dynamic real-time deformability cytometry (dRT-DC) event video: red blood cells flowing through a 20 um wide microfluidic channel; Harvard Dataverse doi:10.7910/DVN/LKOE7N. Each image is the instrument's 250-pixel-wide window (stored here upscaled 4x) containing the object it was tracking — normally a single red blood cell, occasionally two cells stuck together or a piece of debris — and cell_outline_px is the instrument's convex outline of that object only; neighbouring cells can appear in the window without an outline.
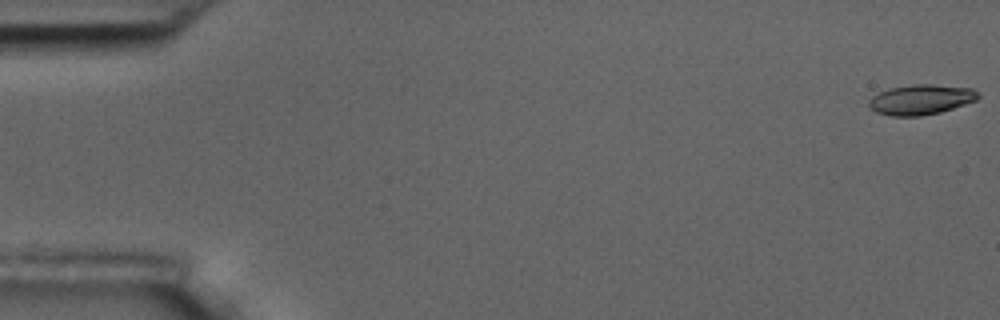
{"species": "common noctule bat (a hibernating species)", "species_latin": "Nyctalus noctula", "temperature_condition": "room temperature", "stored_images_in_passage": 6, "camera_frame_rate_fps": 3000, "um_per_image_px": 0.085, "animal": {"sex": "male", "body_mass_g": 17.5, "forearm_length_mm": 52.3}, "frame": {"image": 1, "passage_image": 1, "time_ms": 0.0, "image_size_px": [1000, 320], "cell_outline_px": [[980, 96], [976, 100], [940, 112], [920, 116], [888, 116], [876, 112], [868, 104], [868, 100], [872, 96], [888, 88], [916, 84], [932, 84], [972, 88]], "centroid_in_image_um": [78.24, 8.46], "position_along_channel_um": 6.8, "area_um2": 19.07}}
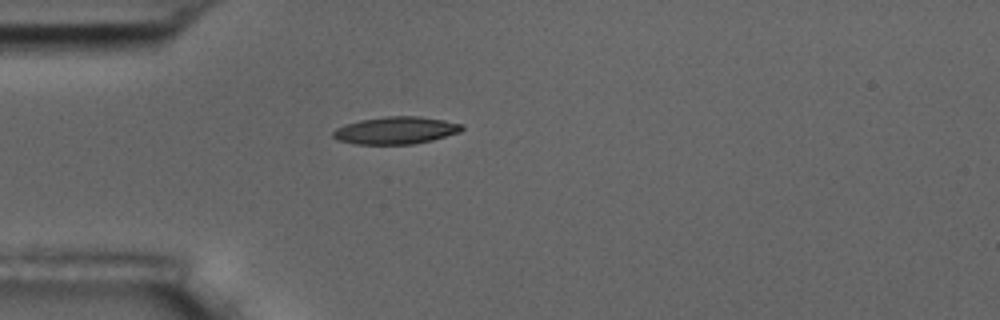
{"frame": {"image": 2, "passage_image": 5, "time_ms": 5.0, "image_size_px": [1000, 320], "cell_outline_px": [[464, 128], [460, 132], [432, 140], [412, 144], [356, 144], [336, 140], [332, 136], [332, 132], [336, 128], [344, 124], [360, 120], [384, 116], [420, 116], [444, 120], [464, 124]], "centroid_in_image_um": [33.63, 11.08], "position_along_channel_um": 51.4, "area_um2": 20.69}}